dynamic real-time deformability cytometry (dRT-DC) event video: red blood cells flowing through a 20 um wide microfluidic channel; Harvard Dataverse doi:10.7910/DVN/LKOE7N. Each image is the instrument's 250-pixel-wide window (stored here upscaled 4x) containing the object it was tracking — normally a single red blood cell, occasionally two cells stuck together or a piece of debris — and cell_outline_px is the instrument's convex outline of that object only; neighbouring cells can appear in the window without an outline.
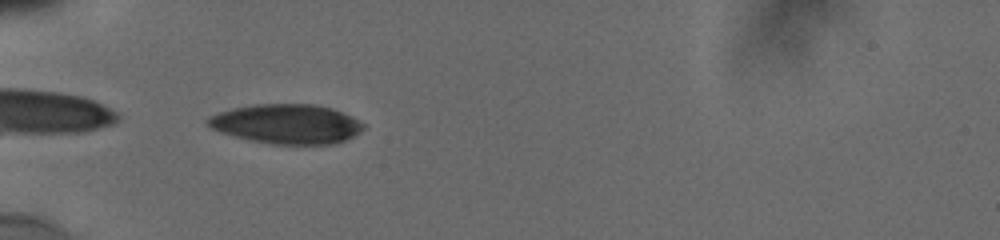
{"species": "human", "species_latin": "Homo sapiens", "temperature_condition": "cold", "stored_images_in_passage": 37, "camera_frame_rate_fps": 3000, "um_per_image_px": 0.085, "donor": {"sex": "male"}, "frame": {"image": 1, "passage_image": 1, "time_ms": 0.0, "image_size_px": [1000, 240], "cell_outline_px": [[364, 128], [352, 136], [344, 140], [332, 144], [272, 144], [252, 140], [236, 136], [212, 128], [204, 120], [208, 116], [232, 108], [252, 104], [312, 104], [332, 108], [364, 124]], "centroid_in_image_um": [24.33, 10.52], "position_along_channel_um": 60.7, "area_um2": 35.32}}
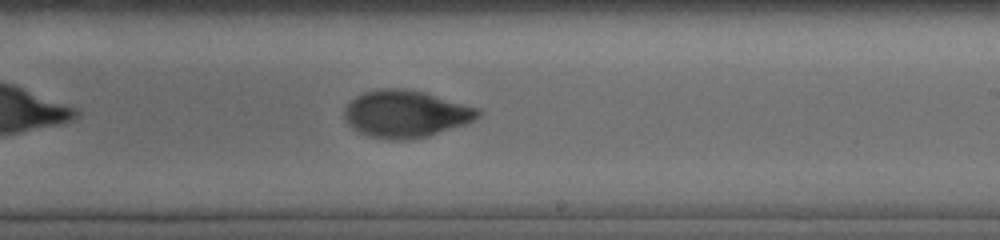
{"frame": {"image": 2, "passage_image": 17, "time_ms": 5.333, "image_size_px": [1000, 240], "cell_outline_px": [[480, 116], [464, 124], [428, 136], [408, 140], [388, 140], [372, 136], [360, 132], [352, 128], [348, 124], [344, 116], [344, 108], [356, 96], [364, 92], [380, 88], [404, 88], [424, 92], [480, 108]], "centroid_in_image_um": [34.48, 9.67], "position_along_channel_um": 254.5, "area_um2": 36.65}}
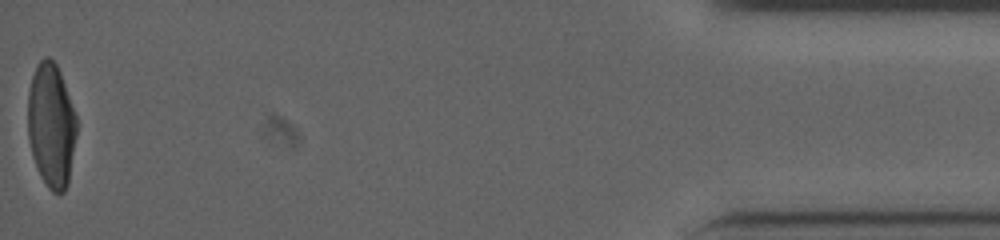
{"frame": {"image": 3, "passage_image": 37, "time_ms": 12.0, "image_size_px": [1000, 240], "cell_outline_px": [[76, 136], [68, 184], [64, 192], [52, 192], [48, 188], [36, 168], [32, 156], [28, 136], [28, 92], [32, 76], [36, 64], [44, 56], [48, 56], [56, 64], [60, 72], [76, 116]], "centroid_in_image_um": [4.34, 10.65], "position_along_channel_um": 430.9, "area_um2": 35.32}, "authors_computed_cell_mechanics": {"area_um2": 36.4718, "velocity_mm_per_s": 3.8554, "shape_relaxation_time_tau1_ms": 5.2609, "shape_relaxation_time_tau2_ms": 1.3657, "deformation_change_tau1": 0.1942, "deformation_change_tau2": 0.0465}}